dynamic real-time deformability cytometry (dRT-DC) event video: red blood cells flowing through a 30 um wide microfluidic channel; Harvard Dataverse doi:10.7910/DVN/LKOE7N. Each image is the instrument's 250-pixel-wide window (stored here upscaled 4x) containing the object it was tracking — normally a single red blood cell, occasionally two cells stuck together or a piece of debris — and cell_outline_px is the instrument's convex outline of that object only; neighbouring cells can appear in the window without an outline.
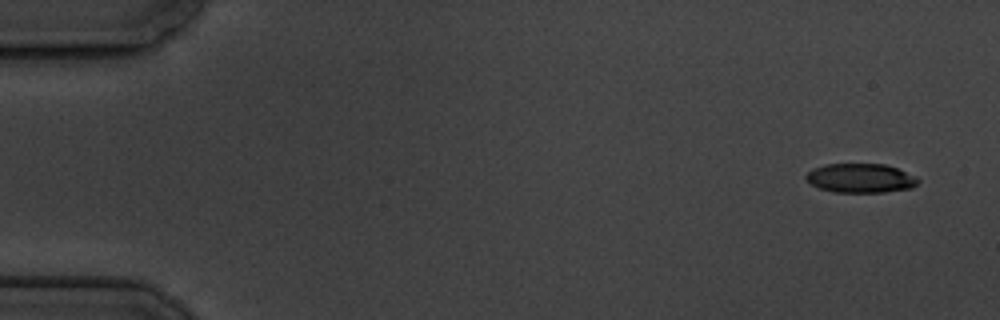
{"species": "common noctule bat (a hibernating species)", "species_latin": "Nyctalus noctula", "temperature_condition": "cold", "stored_images_in_passage": 6, "segment_of_instrument_passage": [2, 2], "camera_frame_rate_fps": 3000, "um_per_image_px": 0.085, "animal": {"sex": "male", "body_mass_g": 19.5, "forearm_length_mm": 54.6}, "frame": {"image": 1, "passage_image": 6, "time_ms": 6.667, "image_size_px": [1000, 320], "cell_outline_px": [[920, 180], [912, 188], [884, 192], [832, 192], [820, 188], [812, 184], [804, 176], [812, 168], [824, 164], [884, 164], [896, 168], [916, 176]], "centroid_in_image_um": [73.14, 15.14], "position_along_channel_um": 11.9, "area_um2": 19.02}}